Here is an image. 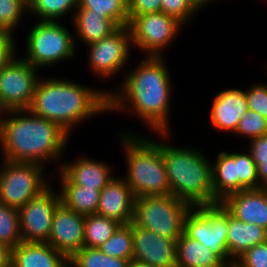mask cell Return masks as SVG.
Returning <instances> with one entry per match:
<instances>
[{"mask_svg": "<svg viewBox=\"0 0 267 267\" xmlns=\"http://www.w3.org/2000/svg\"><path fill=\"white\" fill-rule=\"evenodd\" d=\"M169 71L163 56H146L133 71H126L122 84L109 92V112L130 111L155 135L168 140L172 93Z\"/></svg>", "mask_w": 267, "mask_h": 267, "instance_id": "obj_1", "label": "cell"}, {"mask_svg": "<svg viewBox=\"0 0 267 267\" xmlns=\"http://www.w3.org/2000/svg\"><path fill=\"white\" fill-rule=\"evenodd\" d=\"M4 115L0 120L3 160L43 166L50 160L59 162L70 135L57 123L37 117L29 110H8Z\"/></svg>", "mask_w": 267, "mask_h": 267, "instance_id": "obj_2", "label": "cell"}, {"mask_svg": "<svg viewBox=\"0 0 267 267\" xmlns=\"http://www.w3.org/2000/svg\"><path fill=\"white\" fill-rule=\"evenodd\" d=\"M109 92L64 78L39 79L28 109L37 117L57 123L69 135L77 123L109 113Z\"/></svg>", "mask_w": 267, "mask_h": 267, "instance_id": "obj_3", "label": "cell"}, {"mask_svg": "<svg viewBox=\"0 0 267 267\" xmlns=\"http://www.w3.org/2000/svg\"><path fill=\"white\" fill-rule=\"evenodd\" d=\"M170 194L192 207L220 203L212 186V162L201 151L161 143Z\"/></svg>", "mask_w": 267, "mask_h": 267, "instance_id": "obj_4", "label": "cell"}, {"mask_svg": "<svg viewBox=\"0 0 267 267\" xmlns=\"http://www.w3.org/2000/svg\"><path fill=\"white\" fill-rule=\"evenodd\" d=\"M123 133V134H122ZM127 171L123 177L135 197L168 195L170 184L161 154V142L121 132Z\"/></svg>", "mask_w": 267, "mask_h": 267, "instance_id": "obj_5", "label": "cell"}, {"mask_svg": "<svg viewBox=\"0 0 267 267\" xmlns=\"http://www.w3.org/2000/svg\"><path fill=\"white\" fill-rule=\"evenodd\" d=\"M27 36L23 59L37 69L68 61L69 58L72 60L76 56V36L60 21H37Z\"/></svg>", "mask_w": 267, "mask_h": 267, "instance_id": "obj_6", "label": "cell"}, {"mask_svg": "<svg viewBox=\"0 0 267 267\" xmlns=\"http://www.w3.org/2000/svg\"><path fill=\"white\" fill-rule=\"evenodd\" d=\"M191 207L171 194L136 197L133 222L176 241L184 232V220Z\"/></svg>", "mask_w": 267, "mask_h": 267, "instance_id": "obj_7", "label": "cell"}, {"mask_svg": "<svg viewBox=\"0 0 267 267\" xmlns=\"http://www.w3.org/2000/svg\"><path fill=\"white\" fill-rule=\"evenodd\" d=\"M228 210L222 203L191 207L184 220V233L216 253L228 266Z\"/></svg>", "mask_w": 267, "mask_h": 267, "instance_id": "obj_8", "label": "cell"}, {"mask_svg": "<svg viewBox=\"0 0 267 267\" xmlns=\"http://www.w3.org/2000/svg\"><path fill=\"white\" fill-rule=\"evenodd\" d=\"M1 165L0 202L6 206L19 209L49 187L43 165L9 160Z\"/></svg>", "mask_w": 267, "mask_h": 267, "instance_id": "obj_9", "label": "cell"}, {"mask_svg": "<svg viewBox=\"0 0 267 267\" xmlns=\"http://www.w3.org/2000/svg\"><path fill=\"white\" fill-rule=\"evenodd\" d=\"M182 25L163 12L129 17L132 46L146 56H163L164 49L173 42Z\"/></svg>", "mask_w": 267, "mask_h": 267, "instance_id": "obj_10", "label": "cell"}, {"mask_svg": "<svg viewBox=\"0 0 267 267\" xmlns=\"http://www.w3.org/2000/svg\"><path fill=\"white\" fill-rule=\"evenodd\" d=\"M39 69L16 57L0 69V105L5 111L28 110L32 104Z\"/></svg>", "mask_w": 267, "mask_h": 267, "instance_id": "obj_11", "label": "cell"}, {"mask_svg": "<svg viewBox=\"0 0 267 267\" xmlns=\"http://www.w3.org/2000/svg\"><path fill=\"white\" fill-rule=\"evenodd\" d=\"M132 46L129 26L119 27L111 35L88 45L89 68L101 79L125 73ZM124 70V71H123Z\"/></svg>", "mask_w": 267, "mask_h": 267, "instance_id": "obj_12", "label": "cell"}, {"mask_svg": "<svg viewBox=\"0 0 267 267\" xmlns=\"http://www.w3.org/2000/svg\"><path fill=\"white\" fill-rule=\"evenodd\" d=\"M61 204L59 191L51 186L19 208L22 242L47 243L56 208Z\"/></svg>", "mask_w": 267, "mask_h": 267, "instance_id": "obj_13", "label": "cell"}, {"mask_svg": "<svg viewBox=\"0 0 267 267\" xmlns=\"http://www.w3.org/2000/svg\"><path fill=\"white\" fill-rule=\"evenodd\" d=\"M132 245V260L150 267H176L175 240L141 228L133 222Z\"/></svg>", "mask_w": 267, "mask_h": 267, "instance_id": "obj_14", "label": "cell"}, {"mask_svg": "<svg viewBox=\"0 0 267 267\" xmlns=\"http://www.w3.org/2000/svg\"><path fill=\"white\" fill-rule=\"evenodd\" d=\"M84 221L85 215L70 210L61 203L55 210L47 243L69 260L83 247Z\"/></svg>", "mask_w": 267, "mask_h": 267, "instance_id": "obj_15", "label": "cell"}, {"mask_svg": "<svg viewBox=\"0 0 267 267\" xmlns=\"http://www.w3.org/2000/svg\"><path fill=\"white\" fill-rule=\"evenodd\" d=\"M135 198L123 177H113L101 189L97 214L114 219L122 225H129L133 222Z\"/></svg>", "mask_w": 267, "mask_h": 267, "instance_id": "obj_16", "label": "cell"}, {"mask_svg": "<svg viewBox=\"0 0 267 267\" xmlns=\"http://www.w3.org/2000/svg\"><path fill=\"white\" fill-rule=\"evenodd\" d=\"M221 203L236 219L267 230V188L242 190Z\"/></svg>", "mask_w": 267, "mask_h": 267, "instance_id": "obj_17", "label": "cell"}, {"mask_svg": "<svg viewBox=\"0 0 267 267\" xmlns=\"http://www.w3.org/2000/svg\"><path fill=\"white\" fill-rule=\"evenodd\" d=\"M210 110L209 118L216 130L234 133L239 120L248 111L245 91L238 88L220 91Z\"/></svg>", "mask_w": 267, "mask_h": 267, "instance_id": "obj_18", "label": "cell"}, {"mask_svg": "<svg viewBox=\"0 0 267 267\" xmlns=\"http://www.w3.org/2000/svg\"><path fill=\"white\" fill-rule=\"evenodd\" d=\"M60 170L76 185L97 188L101 191L111 179L112 167L105 162L79 157L70 163L60 164ZM112 175V176H111Z\"/></svg>", "mask_w": 267, "mask_h": 267, "instance_id": "obj_19", "label": "cell"}, {"mask_svg": "<svg viewBox=\"0 0 267 267\" xmlns=\"http://www.w3.org/2000/svg\"><path fill=\"white\" fill-rule=\"evenodd\" d=\"M12 267H65L68 259L48 243L21 242L11 249Z\"/></svg>", "mask_w": 267, "mask_h": 267, "instance_id": "obj_20", "label": "cell"}, {"mask_svg": "<svg viewBox=\"0 0 267 267\" xmlns=\"http://www.w3.org/2000/svg\"><path fill=\"white\" fill-rule=\"evenodd\" d=\"M266 241V229L242 222L228 211L227 249L228 256L233 262L250 248Z\"/></svg>", "mask_w": 267, "mask_h": 267, "instance_id": "obj_21", "label": "cell"}, {"mask_svg": "<svg viewBox=\"0 0 267 267\" xmlns=\"http://www.w3.org/2000/svg\"><path fill=\"white\" fill-rule=\"evenodd\" d=\"M59 171L61 203L66 208L85 216L96 214L101 191L97 188L76 185L61 170Z\"/></svg>", "mask_w": 267, "mask_h": 267, "instance_id": "obj_22", "label": "cell"}, {"mask_svg": "<svg viewBox=\"0 0 267 267\" xmlns=\"http://www.w3.org/2000/svg\"><path fill=\"white\" fill-rule=\"evenodd\" d=\"M72 19L77 38L79 36L86 46L111 35L119 28L113 20L81 7H77Z\"/></svg>", "mask_w": 267, "mask_h": 267, "instance_id": "obj_23", "label": "cell"}, {"mask_svg": "<svg viewBox=\"0 0 267 267\" xmlns=\"http://www.w3.org/2000/svg\"><path fill=\"white\" fill-rule=\"evenodd\" d=\"M176 267H228V265L216 253L183 232L176 240Z\"/></svg>", "mask_w": 267, "mask_h": 267, "instance_id": "obj_24", "label": "cell"}, {"mask_svg": "<svg viewBox=\"0 0 267 267\" xmlns=\"http://www.w3.org/2000/svg\"><path fill=\"white\" fill-rule=\"evenodd\" d=\"M212 162V186L215 198L221 202L228 195L239 192L236 170V152L222 151Z\"/></svg>", "mask_w": 267, "mask_h": 267, "instance_id": "obj_25", "label": "cell"}, {"mask_svg": "<svg viewBox=\"0 0 267 267\" xmlns=\"http://www.w3.org/2000/svg\"><path fill=\"white\" fill-rule=\"evenodd\" d=\"M121 225L118 221L97 213L86 215L83 246L87 248H99Z\"/></svg>", "mask_w": 267, "mask_h": 267, "instance_id": "obj_26", "label": "cell"}, {"mask_svg": "<svg viewBox=\"0 0 267 267\" xmlns=\"http://www.w3.org/2000/svg\"><path fill=\"white\" fill-rule=\"evenodd\" d=\"M77 6L78 0H28V13L38 21L59 22L71 10L74 17Z\"/></svg>", "mask_w": 267, "mask_h": 267, "instance_id": "obj_27", "label": "cell"}, {"mask_svg": "<svg viewBox=\"0 0 267 267\" xmlns=\"http://www.w3.org/2000/svg\"><path fill=\"white\" fill-rule=\"evenodd\" d=\"M77 7L94 10L119 27L129 25L128 0H78Z\"/></svg>", "mask_w": 267, "mask_h": 267, "instance_id": "obj_28", "label": "cell"}, {"mask_svg": "<svg viewBox=\"0 0 267 267\" xmlns=\"http://www.w3.org/2000/svg\"><path fill=\"white\" fill-rule=\"evenodd\" d=\"M133 222L121 225L99 249L110 257L132 261L133 257Z\"/></svg>", "mask_w": 267, "mask_h": 267, "instance_id": "obj_29", "label": "cell"}, {"mask_svg": "<svg viewBox=\"0 0 267 267\" xmlns=\"http://www.w3.org/2000/svg\"><path fill=\"white\" fill-rule=\"evenodd\" d=\"M72 267H129L130 260L110 257L99 248L82 247L69 260Z\"/></svg>", "mask_w": 267, "mask_h": 267, "instance_id": "obj_30", "label": "cell"}, {"mask_svg": "<svg viewBox=\"0 0 267 267\" xmlns=\"http://www.w3.org/2000/svg\"><path fill=\"white\" fill-rule=\"evenodd\" d=\"M0 242L14 248L22 242L19 211L0 202Z\"/></svg>", "mask_w": 267, "mask_h": 267, "instance_id": "obj_31", "label": "cell"}, {"mask_svg": "<svg viewBox=\"0 0 267 267\" xmlns=\"http://www.w3.org/2000/svg\"><path fill=\"white\" fill-rule=\"evenodd\" d=\"M28 13V0H0V29L4 33L14 34Z\"/></svg>", "mask_w": 267, "mask_h": 267, "instance_id": "obj_32", "label": "cell"}, {"mask_svg": "<svg viewBox=\"0 0 267 267\" xmlns=\"http://www.w3.org/2000/svg\"><path fill=\"white\" fill-rule=\"evenodd\" d=\"M236 152V170L239 178V192L247 189H258L259 180L257 177L256 164L250 153Z\"/></svg>", "mask_w": 267, "mask_h": 267, "instance_id": "obj_33", "label": "cell"}, {"mask_svg": "<svg viewBox=\"0 0 267 267\" xmlns=\"http://www.w3.org/2000/svg\"><path fill=\"white\" fill-rule=\"evenodd\" d=\"M234 135L249 139L267 134V119L259 113L249 110L239 120Z\"/></svg>", "mask_w": 267, "mask_h": 267, "instance_id": "obj_34", "label": "cell"}, {"mask_svg": "<svg viewBox=\"0 0 267 267\" xmlns=\"http://www.w3.org/2000/svg\"><path fill=\"white\" fill-rule=\"evenodd\" d=\"M161 12L178 20L184 26L199 9L191 0H162ZM185 23V24H184Z\"/></svg>", "mask_w": 267, "mask_h": 267, "instance_id": "obj_35", "label": "cell"}, {"mask_svg": "<svg viewBox=\"0 0 267 267\" xmlns=\"http://www.w3.org/2000/svg\"><path fill=\"white\" fill-rule=\"evenodd\" d=\"M248 109L259 113L267 119V85L253 84L245 91Z\"/></svg>", "mask_w": 267, "mask_h": 267, "instance_id": "obj_36", "label": "cell"}, {"mask_svg": "<svg viewBox=\"0 0 267 267\" xmlns=\"http://www.w3.org/2000/svg\"><path fill=\"white\" fill-rule=\"evenodd\" d=\"M235 262L240 267H267V241L250 248Z\"/></svg>", "mask_w": 267, "mask_h": 267, "instance_id": "obj_37", "label": "cell"}, {"mask_svg": "<svg viewBox=\"0 0 267 267\" xmlns=\"http://www.w3.org/2000/svg\"><path fill=\"white\" fill-rule=\"evenodd\" d=\"M162 0H128L129 17L161 12Z\"/></svg>", "mask_w": 267, "mask_h": 267, "instance_id": "obj_38", "label": "cell"}, {"mask_svg": "<svg viewBox=\"0 0 267 267\" xmlns=\"http://www.w3.org/2000/svg\"><path fill=\"white\" fill-rule=\"evenodd\" d=\"M12 33H3L0 36V69L7 66L16 58V43Z\"/></svg>", "mask_w": 267, "mask_h": 267, "instance_id": "obj_39", "label": "cell"}, {"mask_svg": "<svg viewBox=\"0 0 267 267\" xmlns=\"http://www.w3.org/2000/svg\"><path fill=\"white\" fill-rule=\"evenodd\" d=\"M249 147L253 159H267V134L250 139Z\"/></svg>", "mask_w": 267, "mask_h": 267, "instance_id": "obj_40", "label": "cell"}, {"mask_svg": "<svg viewBox=\"0 0 267 267\" xmlns=\"http://www.w3.org/2000/svg\"><path fill=\"white\" fill-rule=\"evenodd\" d=\"M257 168L259 188H267V159H253Z\"/></svg>", "mask_w": 267, "mask_h": 267, "instance_id": "obj_41", "label": "cell"}, {"mask_svg": "<svg viewBox=\"0 0 267 267\" xmlns=\"http://www.w3.org/2000/svg\"><path fill=\"white\" fill-rule=\"evenodd\" d=\"M11 248L0 242V267H6L10 264Z\"/></svg>", "mask_w": 267, "mask_h": 267, "instance_id": "obj_42", "label": "cell"}, {"mask_svg": "<svg viewBox=\"0 0 267 267\" xmlns=\"http://www.w3.org/2000/svg\"><path fill=\"white\" fill-rule=\"evenodd\" d=\"M194 5L201 10L202 8L205 9L206 5H208L210 2H214L213 0H191ZM205 6V7H204Z\"/></svg>", "mask_w": 267, "mask_h": 267, "instance_id": "obj_43", "label": "cell"}, {"mask_svg": "<svg viewBox=\"0 0 267 267\" xmlns=\"http://www.w3.org/2000/svg\"><path fill=\"white\" fill-rule=\"evenodd\" d=\"M129 267H150V266L147 264L139 263L137 261L132 260L130 261Z\"/></svg>", "mask_w": 267, "mask_h": 267, "instance_id": "obj_44", "label": "cell"}, {"mask_svg": "<svg viewBox=\"0 0 267 267\" xmlns=\"http://www.w3.org/2000/svg\"><path fill=\"white\" fill-rule=\"evenodd\" d=\"M3 113V114H2ZM5 110L2 108V106L0 105V120L2 118V116H4ZM2 115V116H1Z\"/></svg>", "mask_w": 267, "mask_h": 267, "instance_id": "obj_45", "label": "cell"}, {"mask_svg": "<svg viewBox=\"0 0 267 267\" xmlns=\"http://www.w3.org/2000/svg\"><path fill=\"white\" fill-rule=\"evenodd\" d=\"M230 267H240L236 262H233Z\"/></svg>", "mask_w": 267, "mask_h": 267, "instance_id": "obj_46", "label": "cell"}, {"mask_svg": "<svg viewBox=\"0 0 267 267\" xmlns=\"http://www.w3.org/2000/svg\"><path fill=\"white\" fill-rule=\"evenodd\" d=\"M65 267H72L69 263Z\"/></svg>", "mask_w": 267, "mask_h": 267, "instance_id": "obj_47", "label": "cell"}]
</instances>
